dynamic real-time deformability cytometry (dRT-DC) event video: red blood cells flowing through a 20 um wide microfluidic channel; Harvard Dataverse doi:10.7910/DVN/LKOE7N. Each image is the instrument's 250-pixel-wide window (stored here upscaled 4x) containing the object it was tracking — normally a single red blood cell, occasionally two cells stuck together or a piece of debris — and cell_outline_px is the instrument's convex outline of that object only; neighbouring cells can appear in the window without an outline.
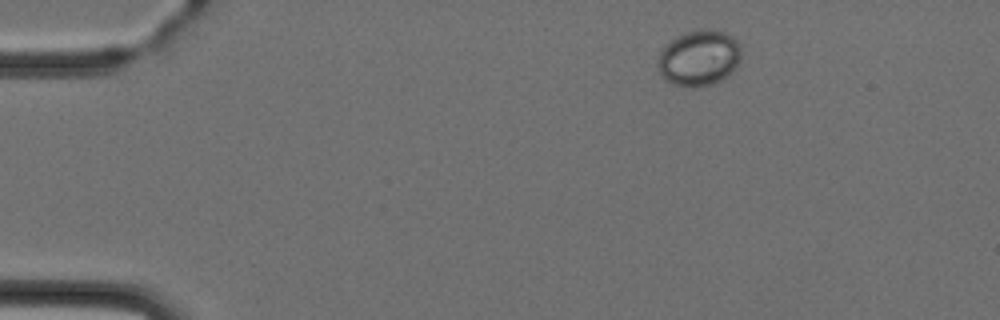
{"species": "Egyptian fruit bat (a non-hibernating species)", "species_latin": "Rousettus aegyptiacus", "temperature_condition": "cold", "stored_images_in_passage": 3, "camera_frame_rate_fps": 3000, "um_per_image_px": 0.085, "animal": {"sex": "female"}, "frame": {"image": 1, "passage_image": 3, "time_ms": 2.667, "image_size_px": [1000, 320], "cell_outline_px": [[740, 60], [728, 76], [720, 80], [708, 84], [672, 84], [664, 80], [656, 64], [660, 52], [676, 36], [700, 28], [724, 32], [732, 36], [740, 44]], "centroid_in_image_um": [59.41, 4.89], "position_along_channel_um": 25.6, "area_um2": 26.47}}